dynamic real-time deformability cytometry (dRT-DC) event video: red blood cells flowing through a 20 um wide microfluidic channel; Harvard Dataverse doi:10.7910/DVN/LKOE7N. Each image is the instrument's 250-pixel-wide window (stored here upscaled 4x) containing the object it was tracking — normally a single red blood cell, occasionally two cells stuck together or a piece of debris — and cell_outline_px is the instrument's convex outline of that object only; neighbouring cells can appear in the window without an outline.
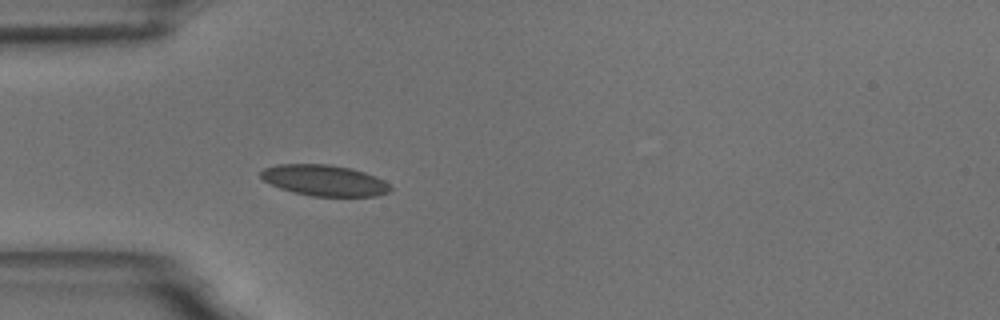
{"species": "common noctule bat (a hibernating species)", "species_latin": "Nyctalus noctula", "temperature_condition": "room temperature", "stored_images_in_passage": 13, "camera_frame_rate_fps": 3000, "um_per_image_px": 0.085, "animal": {"sex": "male", "body_mass_g": 18.8}, "frame": {"image": 1, "passage_image": 3, "time_ms": 0.667, "image_size_px": [1000, 320], "cell_outline_px": [[392, 188], [388, 192], [376, 196], [312, 196], [292, 192], [280, 188], [264, 180], [260, 176], [260, 172], [264, 168], [276, 164], [328, 164], [352, 168], [376, 176], [384, 180]], "centroid_in_image_um": [27.57, 15.33], "position_along_channel_um": 57.4, "area_um2": 23.41}}